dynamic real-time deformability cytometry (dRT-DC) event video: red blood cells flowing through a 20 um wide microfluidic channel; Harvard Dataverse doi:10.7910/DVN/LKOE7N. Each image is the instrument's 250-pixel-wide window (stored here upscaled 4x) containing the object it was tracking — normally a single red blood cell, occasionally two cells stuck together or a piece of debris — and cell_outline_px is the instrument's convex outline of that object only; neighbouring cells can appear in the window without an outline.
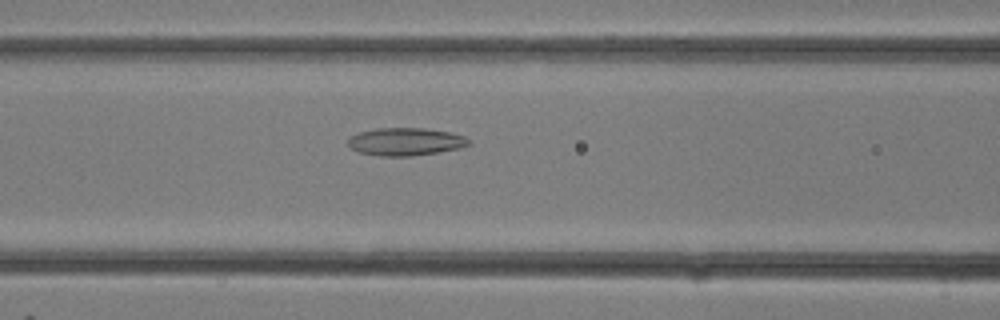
{"species": "common noctule bat (a hibernating species)", "species_latin": "Nyctalus noctula", "temperature_condition": "room temperature", "stored_images_in_passage": 28, "camera_frame_rate_fps": 3000, "um_per_image_px": 0.085, "animal": {"sex": "female"}, "frame": {"image": 1, "passage_image": 13, "time_ms": 4.0, "image_size_px": [1000, 320], "cell_outline_px": [[472, 144], [460, 148], [412, 156], [380, 156], [360, 152], [352, 148], [348, 144], [348, 136], [360, 132], [376, 128], [424, 128], [452, 132], [464, 136], [472, 140]], "centroid_in_image_um": [34.51, 12.03], "position_along_channel_um": 132.1, "area_um2": 19.65}}
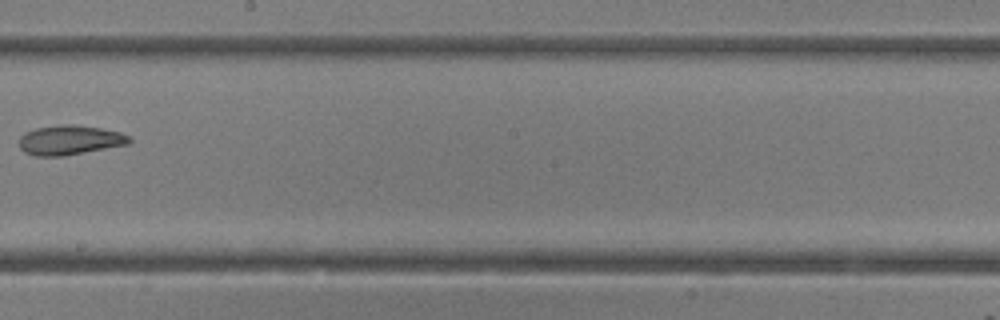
{"frame": {"image": 2, "passage_image": 18, "time_ms": 5.667, "image_size_px": [1000, 320], "cell_outline_px": [[132, 140], [128, 144], [64, 156], [32, 156], [24, 152], [20, 148], [20, 136], [24, 132], [36, 128], [60, 124], [76, 124], [100, 128], [120, 132], [128, 136]], "centroid_in_image_um": [5.9, 11.9], "position_along_channel_um": 242.3, "area_um2": 19.07}}
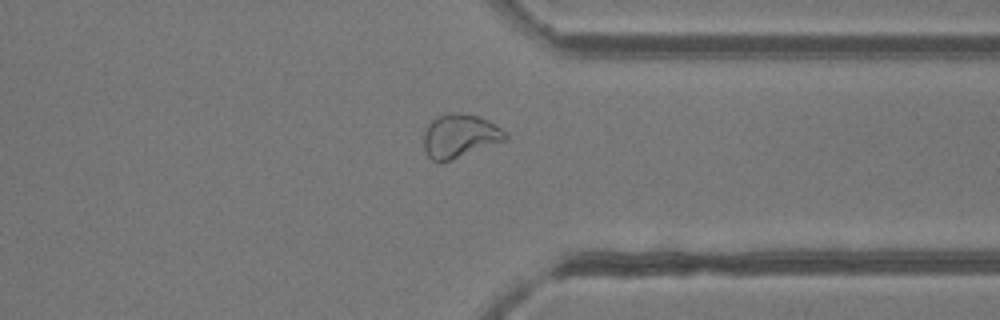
{"frame": {"image": 3, "passage_image": 24, "time_ms": 7.667, "image_size_px": [1000, 320], "cell_outline_px": [[508, 140], [452, 160], [432, 160], [428, 156], [424, 148], [424, 132], [428, 124], [432, 120], [440, 116], [480, 116], [496, 124], [508, 132]], "centroid_in_image_um": [39.15, 11.6], "position_along_channel_um": 372.2, "area_um2": 20.23}}